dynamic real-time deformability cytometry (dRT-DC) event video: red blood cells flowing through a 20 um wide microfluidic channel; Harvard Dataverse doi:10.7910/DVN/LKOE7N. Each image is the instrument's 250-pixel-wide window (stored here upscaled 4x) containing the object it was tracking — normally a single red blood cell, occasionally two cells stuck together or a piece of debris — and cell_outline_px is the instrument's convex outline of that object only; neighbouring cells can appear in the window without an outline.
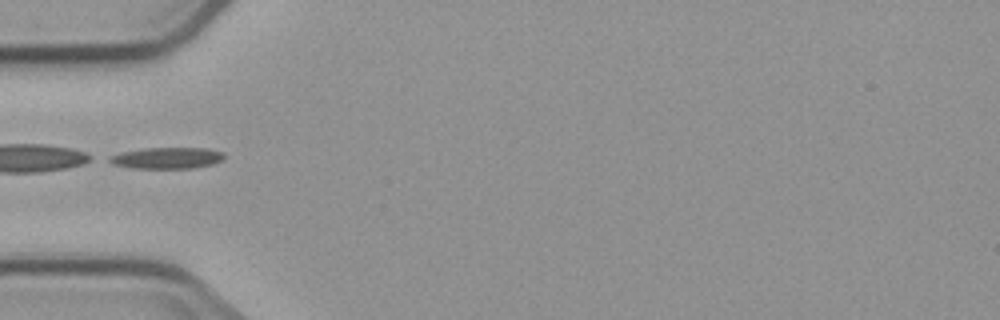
{"species": "common noctule bat (a hibernating species)", "species_latin": "Nyctalus noctula", "temperature_condition": "cold", "stored_images_in_passage": 2, "camera_frame_rate_fps": 3000, "um_per_image_px": 0.085, "animal": {"sex": "male", "body_mass_g": 23.1, "forearm_length_mm": 52.7}, "frame": {"image": 1, "passage_image": 2, "time_ms": 2.0, "image_size_px": [1000, 320], "cell_outline_px": [[224, 160], [212, 164], [192, 168], [132, 168], [112, 164], [104, 160], [108, 156], [120, 152], [144, 148], [208, 148], [224, 152]], "centroid_in_image_um": [14.15, 13.42], "position_along_channel_um": 70.9, "area_um2": 14.51}}